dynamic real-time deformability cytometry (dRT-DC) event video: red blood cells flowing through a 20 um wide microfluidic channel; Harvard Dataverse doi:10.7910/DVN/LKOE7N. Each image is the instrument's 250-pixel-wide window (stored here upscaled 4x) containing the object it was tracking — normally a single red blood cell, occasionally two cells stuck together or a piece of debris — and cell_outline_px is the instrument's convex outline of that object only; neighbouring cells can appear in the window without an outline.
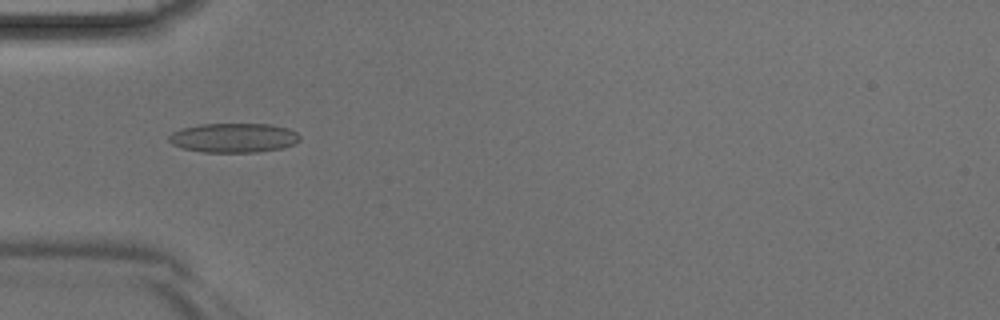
{"species": "Egyptian fruit bat (a non-hibernating species)", "species_latin": "Rousettus aegyptiacus", "temperature_condition": "room temperature", "stored_images_in_passage": 42, "camera_frame_rate_fps": 3000, "um_per_image_px": 0.085, "animal": {"sex": "male"}, "frame": {"image": 1, "passage_image": 13, "time_ms": 4.0, "image_size_px": [1000, 320], "cell_outline_px": [[300, 140], [284, 148], [256, 152], [204, 152], [180, 148], [172, 144], [168, 140], [168, 136], [172, 132], [180, 128], [200, 124], [268, 124], [288, 128], [296, 132], [300, 136]], "centroid_in_image_um": [19.83, 11.71], "position_along_channel_um": 65.2, "area_um2": 22.54}}
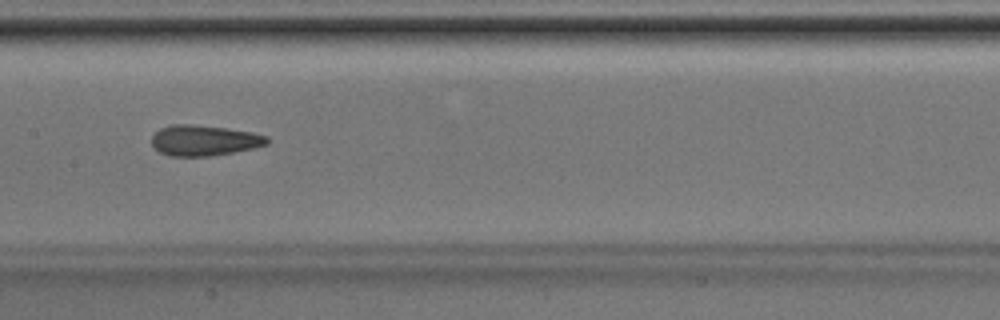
{"frame": {"image": 2, "passage_image": 21, "time_ms": 6.667, "image_size_px": [1000, 320], "cell_outline_px": [[268, 144], [252, 148], [212, 156], [168, 156], [160, 152], [152, 144], [152, 136], [160, 128], [172, 124], [196, 124], [228, 128], [252, 132], [268, 136]], "centroid_in_image_um": [17.35, 11.92], "position_along_channel_um": 190.1, "area_um2": 20.63}}
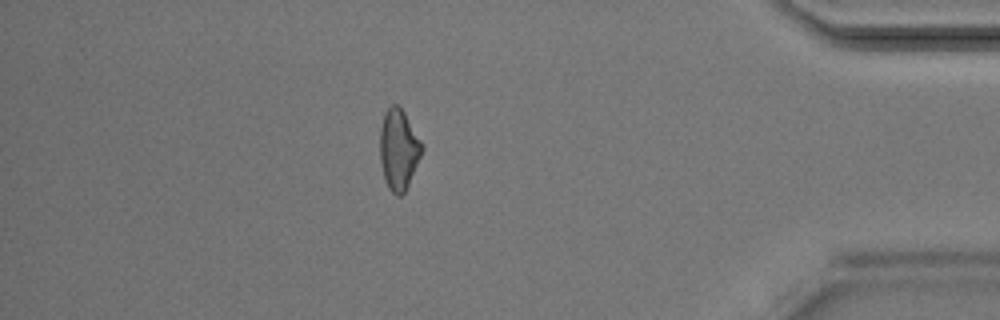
{"frame": {"image": 3, "passage_image": 37, "time_ms": 12.0, "image_size_px": [1000, 320], "cell_outline_px": [[424, 148], [408, 184], [404, 192], [400, 196], [396, 196], [388, 188], [384, 180], [380, 160], [380, 128], [384, 116], [388, 108], [392, 104], [396, 104], [404, 112], [424, 144]], "centroid_in_image_um": [33.89, 12.71], "position_along_channel_um": 401.3, "area_um2": 19.65}}